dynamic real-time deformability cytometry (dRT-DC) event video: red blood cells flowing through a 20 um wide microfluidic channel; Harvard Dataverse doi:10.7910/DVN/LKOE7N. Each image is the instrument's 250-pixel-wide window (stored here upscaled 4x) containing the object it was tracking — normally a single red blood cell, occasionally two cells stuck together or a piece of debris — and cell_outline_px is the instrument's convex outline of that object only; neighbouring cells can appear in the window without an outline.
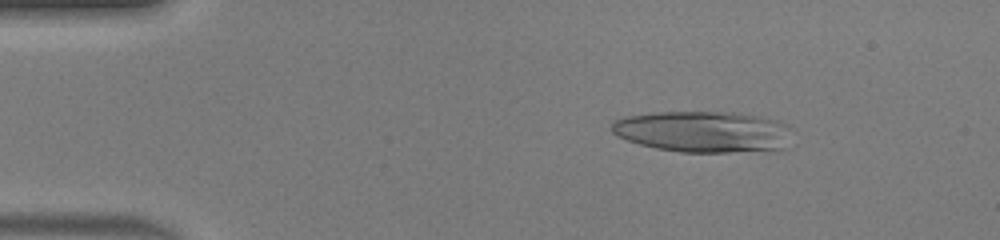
{"species": "human", "species_latin": "Homo sapiens", "temperature_condition": "warm", "stored_images_in_passage": 47, "camera_frame_rate_fps": 3000, "um_per_image_px": 0.085, "donor": {"sex": "male"}, "frame": {"image": 1, "passage_image": 6, "time_ms": 1.667, "image_size_px": [1000, 240], "cell_outline_px": [[788, 128], [784, 148], [728, 152], [680, 152], [656, 148], [640, 144], [628, 140], [612, 132], [612, 124], [616, 120], [628, 116], [656, 112], [732, 112], [760, 116], [776, 120], [788, 124]], "centroid_in_image_um": [59.74, 11.18], "position_along_channel_um": 25.3, "area_um2": 42.71}}
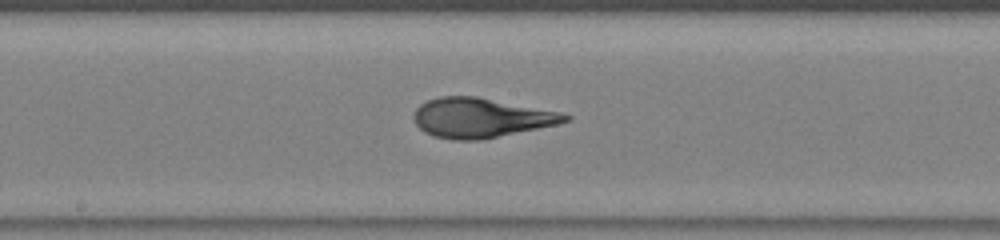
{"frame": {"image": 2, "passage_image": 24, "time_ms": 7.667, "image_size_px": [1000, 240], "cell_outline_px": [[572, 116], [568, 120], [556, 124], [480, 140], [452, 140], [432, 136], [424, 132], [416, 124], [412, 116], [416, 108], [420, 104], [428, 100], [440, 96], [476, 96], [560, 112]], "centroid_in_image_um": [40.8, 10.01], "position_along_channel_um": 207.4, "area_um2": 34.68}}
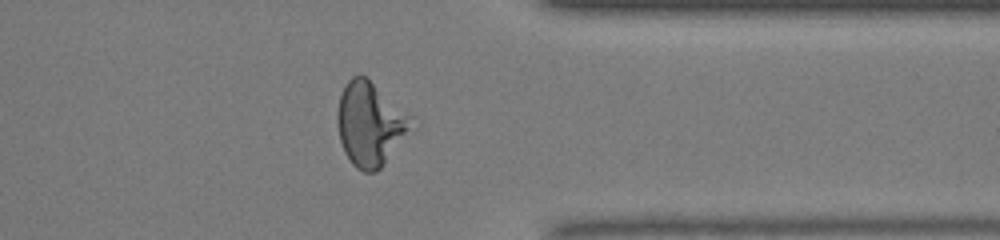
{"frame": {"image": 3, "passage_image": 37, "time_ms": 12.0, "image_size_px": [1000, 240], "cell_outline_px": [[420, 124], [384, 164], [376, 172], [364, 172], [356, 168], [352, 164], [344, 152], [340, 140], [336, 120], [336, 112], [340, 92], [344, 84], [352, 76], [360, 72], [412, 116]], "centroid_in_image_um": [31.5, 10.54], "position_along_channel_um": 379.9, "area_um2": 37.17}, "authors_computed_cell_mechanics": {"area_um2": 35.6048, "velocity_mm_per_s": 4.1535, "shape_relaxation_time_tau1_ms": 7.8458, "shape_relaxation_time_tau2_ms": 0.8415, "deformation_change_tau1": 0.3457, "deformation_change_tau2": 0.0875}}